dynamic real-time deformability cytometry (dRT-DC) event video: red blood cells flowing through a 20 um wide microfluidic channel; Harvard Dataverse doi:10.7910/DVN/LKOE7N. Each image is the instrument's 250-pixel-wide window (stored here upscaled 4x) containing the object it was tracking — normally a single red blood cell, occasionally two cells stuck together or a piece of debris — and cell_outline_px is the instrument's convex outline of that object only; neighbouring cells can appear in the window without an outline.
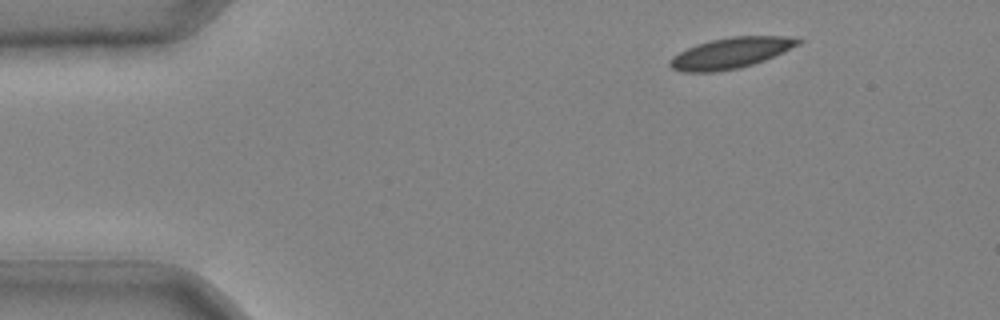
{"species": "common noctule bat (a hibernating species)", "species_latin": "Nyctalus noctula", "temperature_condition": "cold", "stored_images_in_passage": 33, "camera_frame_rate_fps": 3000, "um_per_image_px": 0.085, "animal": {"sex": "male", "body_mass_g": 20.4}, "frame": {"image": 1, "passage_image": 1, "time_ms": 0.0, "image_size_px": [1000, 320], "cell_outline_px": [[804, 40], [800, 44], [764, 60], [752, 64], [736, 68], [712, 72], [680, 72], [672, 68], [668, 64], [668, 60], [672, 56], [696, 44], [712, 40], [732, 36], [800, 36]], "centroid_in_image_um": [62.13, 4.49], "position_along_channel_um": 22.9, "area_um2": 23.0}}
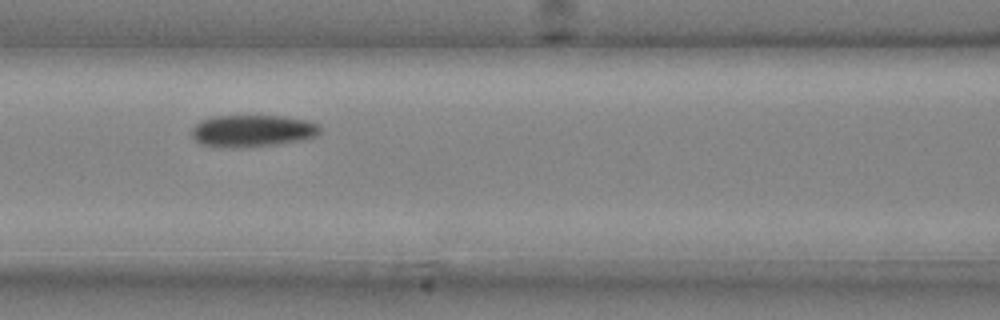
{"frame": {"image": 2, "passage_image": 14, "time_ms": 4.333, "image_size_px": [1000, 320], "cell_outline_px": [[320, 132], [316, 136], [300, 140], [276, 144], [240, 148], [220, 148], [200, 144], [192, 136], [192, 128], [200, 120], [212, 116], [284, 116], [308, 120], [320, 124]], "centroid_in_image_um": [21.44, 11.12], "position_along_channel_um": 145.2, "area_um2": 24.22}}
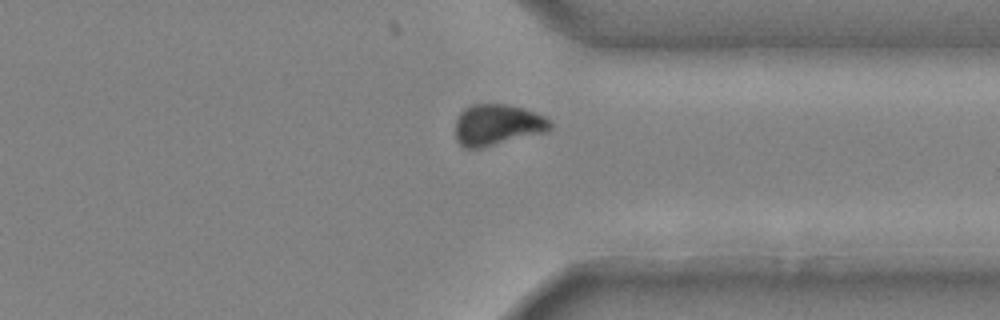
{"frame": {"image": 3, "passage_image": 29, "time_ms": 9.333, "image_size_px": [1000, 320], "cell_outline_px": [[552, 128], [548, 132], [484, 148], [464, 148], [456, 140], [456, 120], [460, 112], [464, 108], [472, 104], [504, 104], [524, 108], [544, 116], [552, 124]], "centroid_in_image_um": [42.28, 10.63], "position_along_channel_um": 369.1, "area_um2": 23.06}}